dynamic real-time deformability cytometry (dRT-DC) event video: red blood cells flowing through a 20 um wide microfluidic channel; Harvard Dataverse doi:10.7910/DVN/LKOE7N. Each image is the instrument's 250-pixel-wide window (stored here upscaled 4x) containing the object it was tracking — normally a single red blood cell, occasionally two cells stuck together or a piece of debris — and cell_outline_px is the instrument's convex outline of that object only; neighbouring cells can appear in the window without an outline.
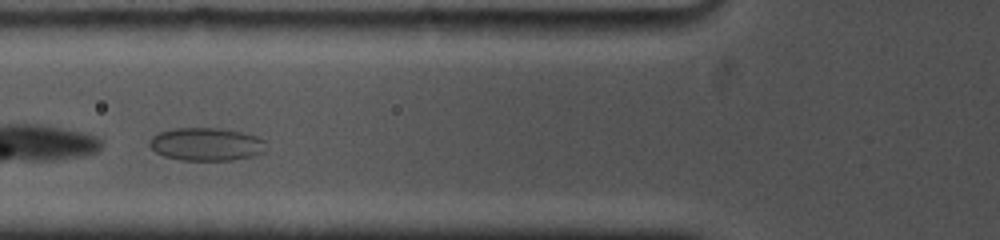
{"species": "common noctule bat (a hibernating species)", "species_latin": "Nyctalus noctula", "temperature_condition": "cold", "stored_images_in_passage": 8, "camera_frame_rate_fps": 5000, "um_per_image_px": 0.085, "animal": {"sex": "female", "body_mass_g": 19.0, "forearm_length_mm": 53.3}, "frame": {"image": 1, "passage_image": 4, "time_ms": 1.4, "image_size_px": [1000, 240], "cell_outline_px": [[264, 152], [252, 156], [232, 160], [180, 160], [164, 156], [156, 152], [148, 144], [148, 140], [156, 132], [172, 128], [220, 128], [244, 132], [256, 136], [264, 140]], "centroid_in_image_um": [17.49, 12.24], "position_along_channel_um": 108.3, "area_um2": 22.6}}
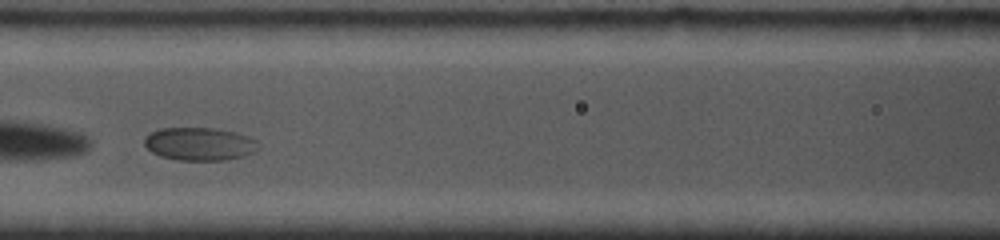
{"frame": {"image": 2, "passage_image": 7, "time_ms": 2.6, "image_size_px": [1000, 240], "cell_outline_px": [[260, 148], [256, 152], [228, 160], [176, 160], [160, 156], [152, 152], [144, 144], [144, 136], [160, 128], [216, 128], [236, 132], [248, 136], [256, 140]], "centroid_in_image_um": [16.98, 12.23], "position_along_channel_um": 149.6, "area_um2": 22.14}}